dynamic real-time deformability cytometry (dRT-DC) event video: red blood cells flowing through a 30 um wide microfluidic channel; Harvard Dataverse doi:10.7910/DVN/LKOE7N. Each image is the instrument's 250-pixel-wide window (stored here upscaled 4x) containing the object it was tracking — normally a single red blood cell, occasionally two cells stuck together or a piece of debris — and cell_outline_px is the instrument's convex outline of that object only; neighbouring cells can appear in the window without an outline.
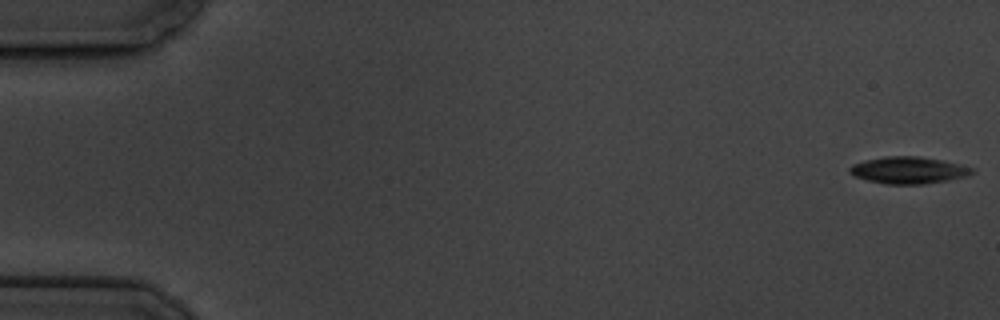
{"species": "common noctule bat (a hibernating species)", "species_latin": "Nyctalus noctula", "temperature_condition": "cold", "stored_images_in_passage": 7, "segment_of_instrument_passage": [1, 2], "camera_frame_rate_fps": 3000, "um_per_image_px": 0.085, "animal": {"sex": "male", "body_mass_g": 19.5, "forearm_length_mm": 54.6}, "frame": {"image": 1, "passage_image": 1, "time_ms": 0.0, "image_size_px": [1000, 320], "cell_outline_px": [[976, 172], [968, 176], [948, 180], [924, 184], [884, 184], [852, 176], [848, 172], [848, 168], [852, 164], [864, 160], [884, 156], [920, 156], [960, 164], [972, 168]], "centroid_in_image_um": [77.19, 14.47], "position_along_channel_um": 7.8, "area_um2": 19.36}}
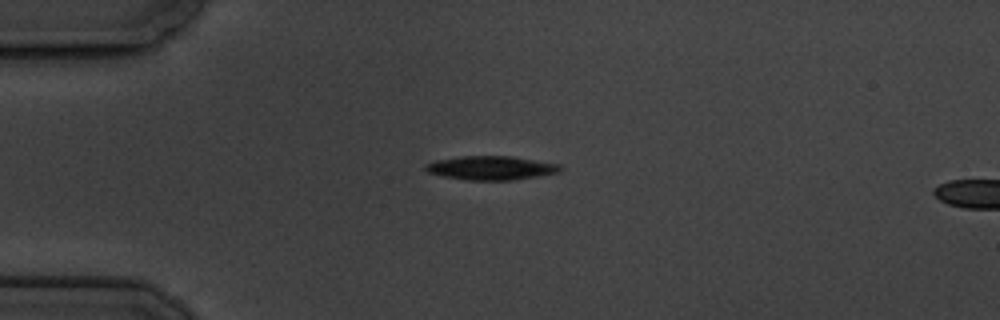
{"frame": {"image": 2, "passage_image": 5, "time_ms": 4.667, "image_size_px": [1000, 320], "cell_outline_px": [[564, 168], [560, 172], [540, 176], [512, 180], [468, 180], [444, 176], [428, 172], [424, 168], [424, 164], [436, 160], [460, 156], [512, 156], [560, 164]], "centroid_in_image_um": [41.78, 14.27], "position_along_channel_um": 43.2, "area_um2": 18.84}}